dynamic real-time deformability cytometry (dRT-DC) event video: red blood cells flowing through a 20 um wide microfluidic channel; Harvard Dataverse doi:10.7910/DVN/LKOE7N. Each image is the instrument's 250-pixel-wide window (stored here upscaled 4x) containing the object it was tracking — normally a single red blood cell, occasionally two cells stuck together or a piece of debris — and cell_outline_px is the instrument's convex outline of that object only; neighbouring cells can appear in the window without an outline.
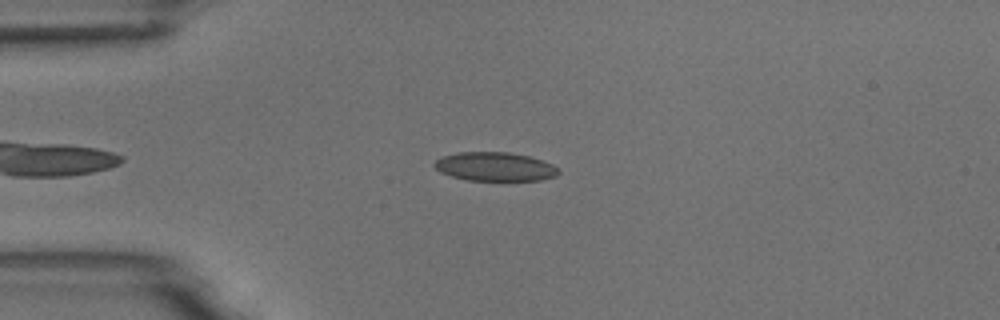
{"species": "common noctule bat (a hibernating species)", "species_latin": "Nyctalus noctula", "temperature_condition": "room temperature", "stored_images_in_passage": 7, "camera_frame_rate_fps": 3000, "um_per_image_px": 0.085, "animal": {"sex": "male", "body_mass_g": 18.8}, "frame": {"image": 1, "passage_image": 3, "time_ms": 3.0, "image_size_px": [1000, 320], "cell_outline_px": [[560, 172], [556, 176], [540, 180], [468, 180], [452, 176], [440, 172], [432, 164], [436, 160], [444, 156], [456, 152], [508, 152], [528, 156], [552, 164]], "centroid_in_image_um": [42.05, 14.16], "position_along_channel_um": 43.0, "area_um2": 20.63}}